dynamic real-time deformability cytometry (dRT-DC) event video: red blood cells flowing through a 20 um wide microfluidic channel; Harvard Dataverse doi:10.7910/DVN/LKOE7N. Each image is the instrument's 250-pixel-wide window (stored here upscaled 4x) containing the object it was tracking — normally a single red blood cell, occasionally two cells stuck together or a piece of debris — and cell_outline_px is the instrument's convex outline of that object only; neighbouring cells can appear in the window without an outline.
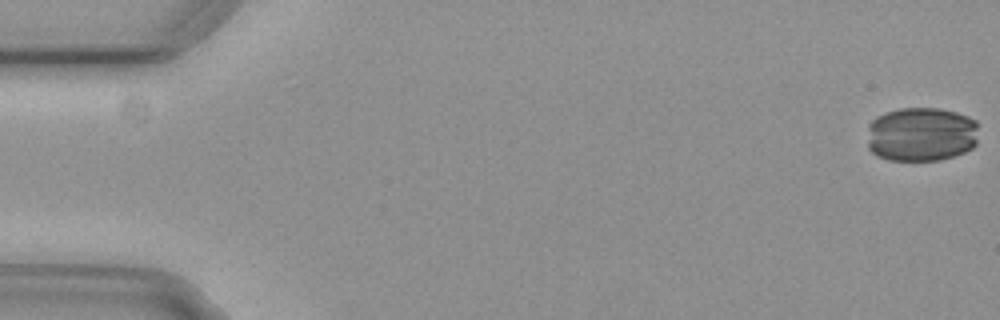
{"species": "common noctule bat (a hibernating species)", "species_latin": "Nyctalus noctula", "temperature_condition": "cold", "stored_images_in_passage": 18, "camera_frame_rate_fps": 3000, "um_per_image_px": 0.085, "animal": {"sex": "female", "body_mass_g": 29.2, "forearm_length_mm": 56.3}, "frame": {"image": 1, "passage_image": 1, "time_ms": 0.0, "image_size_px": [1000, 320], "cell_outline_px": [[976, 144], [972, 148], [964, 152], [940, 160], [888, 160], [876, 156], [868, 148], [868, 124], [876, 116], [900, 108], [940, 108], [956, 112], [968, 116], [976, 120]], "centroid_in_image_um": [78.28, 11.41], "position_along_channel_um": 6.7, "area_um2": 35.55}}